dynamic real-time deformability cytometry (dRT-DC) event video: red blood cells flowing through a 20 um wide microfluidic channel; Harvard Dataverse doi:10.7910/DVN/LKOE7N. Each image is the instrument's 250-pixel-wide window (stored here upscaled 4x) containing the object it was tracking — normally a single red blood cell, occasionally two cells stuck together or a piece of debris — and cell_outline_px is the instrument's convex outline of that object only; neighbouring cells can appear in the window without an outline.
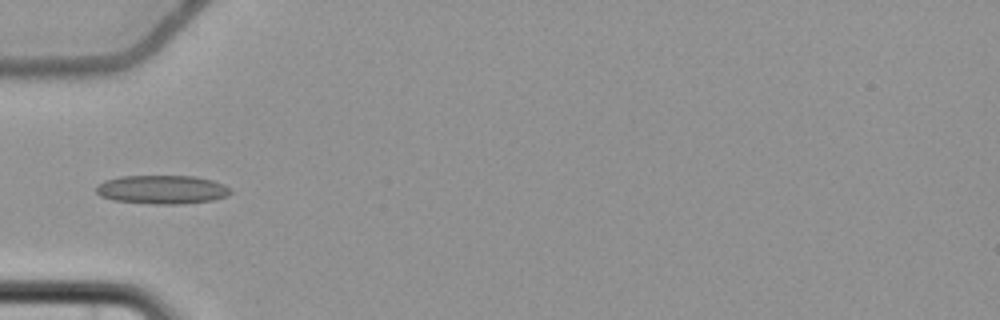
{"species": "common noctule bat (a hibernating species)", "species_latin": "Nyctalus noctula", "temperature_condition": "cold", "stored_images_in_passage": 7, "camera_frame_rate_fps": 3000, "um_per_image_px": 0.085, "animal": {"sex": "female", "body_mass_g": 22.7, "forearm_length_mm": 54.2}, "frame": {"image": 1, "passage_image": 5, "time_ms": 5.0, "image_size_px": [1000, 320], "cell_outline_px": [[232, 192], [228, 196], [212, 200], [184, 204], [152, 204], [112, 200], [100, 196], [96, 192], [96, 184], [104, 180], [120, 176], [196, 176], [212, 180], [224, 184], [232, 188]], "centroid_in_image_um": [13.78, 16.11], "position_along_channel_um": 71.2, "area_um2": 22.83}}
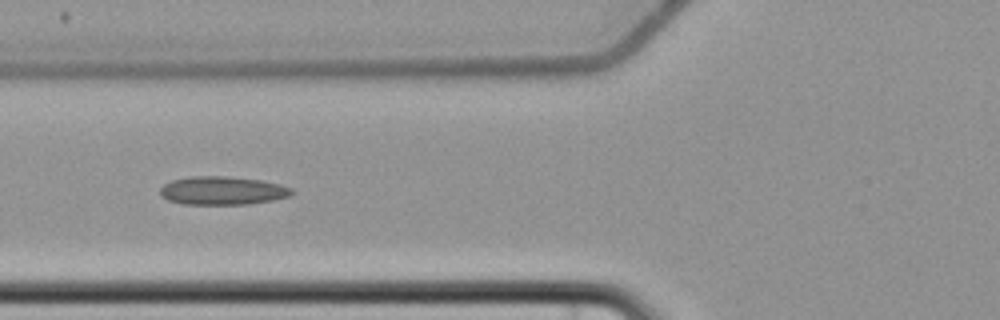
{"frame": {"image": 2, "passage_image": 6, "time_ms": 6.0, "image_size_px": [1000, 320], "cell_outline_px": [[292, 196], [272, 200], [248, 204], [184, 204], [168, 200], [160, 196], [160, 188], [164, 184], [172, 180], [192, 176], [224, 176], [260, 180], [280, 184], [292, 188]], "centroid_in_image_um": [18.9, 16.2], "position_along_channel_um": 106.9, "area_um2": 21.73}}
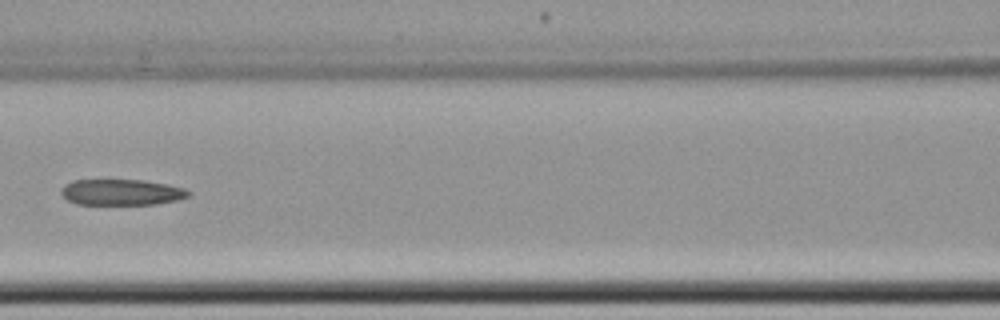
{"frame": {"image": 3, "passage_image": 7, "time_ms": 7.333, "image_size_px": [1000, 320], "cell_outline_px": [[192, 192], [188, 196], [176, 200], [156, 204], [76, 204], [68, 200], [60, 192], [60, 188], [64, 184], [72, 180], [144, 180], [168, 184], [184, 188]], "centroid_in_image_um": [10.31, 16.33], "position_along_channel_um": 156.3, "area_um2": 19.31}}